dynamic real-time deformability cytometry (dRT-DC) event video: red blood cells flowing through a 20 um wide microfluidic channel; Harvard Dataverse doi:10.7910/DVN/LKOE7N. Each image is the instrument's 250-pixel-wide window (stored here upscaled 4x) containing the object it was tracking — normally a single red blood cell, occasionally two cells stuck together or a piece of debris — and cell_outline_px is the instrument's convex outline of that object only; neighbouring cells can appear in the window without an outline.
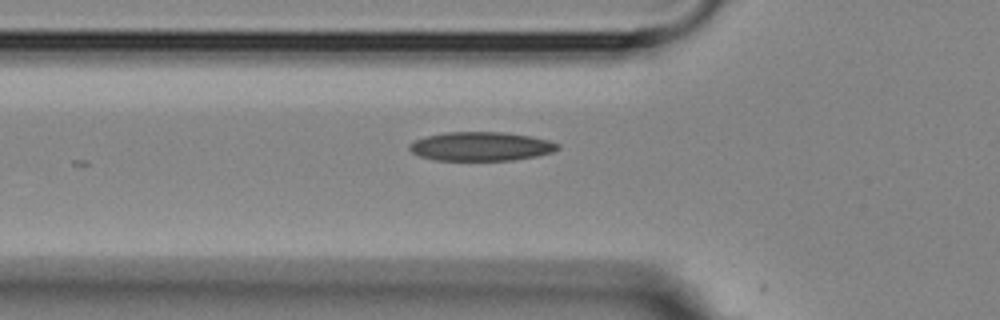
{"species": "Egyptian fruit bat (a non-hibernating species)", "species_latin": "Rousettus aegyptiacus", "temperature_condition": "room temperature", "stored_images_in_passage": 2, "camera_frame_rate_fps": 3000, "um_per_image_px": 0.085, "animal": {"sex": "female"}, "frame": {"image": 1, "passage_image": 2, "time_ms": 1.0, "image_size_px": [1000, 320], "cell_outline_px": [[560, 148], [552, 152], [536, 156], [512, 160], [436, 160], [420, 156], [412, 152], [408, 148], [408, 144], [424, 136], [444, 132], [504, 132], [532, 136], [548, 140], [560, 144]], "centroid_in_image_um": [40.88, 12.43], "position_along_channel_um": 84.9, "area_um2": 25.09}}